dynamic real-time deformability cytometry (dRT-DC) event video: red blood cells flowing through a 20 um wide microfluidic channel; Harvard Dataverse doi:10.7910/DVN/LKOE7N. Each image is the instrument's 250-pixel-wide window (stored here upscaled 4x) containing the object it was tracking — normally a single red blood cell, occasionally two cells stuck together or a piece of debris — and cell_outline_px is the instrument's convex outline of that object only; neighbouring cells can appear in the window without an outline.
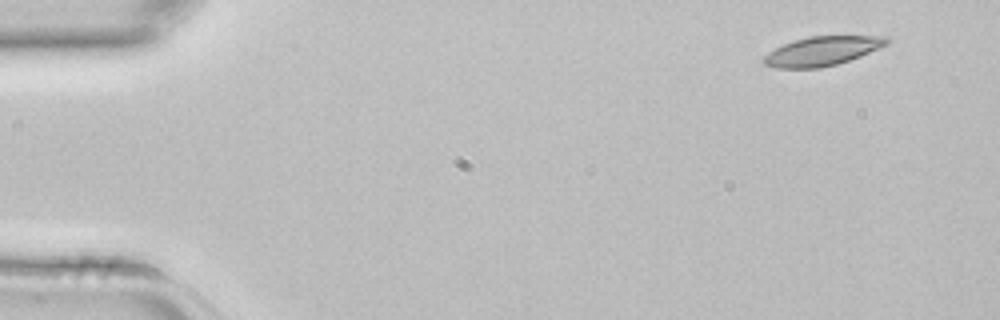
{"species": "common noctule bat (a hibernating species)", "species_latin": "Nyctalus noctula", "temperature_condition": "room temperature", "stored_images_in_passage": 3, "camera_frame_rate_fps": 3000, "um_per_image_px": 0.085, "animal": {"sex": "female", "body_mass_g": 22.7, "forearm_length_mm": 54.2}, "frame": {"image": 1, "passage_image": 1, "time_ms": 0.0, "image_size_px": [1000, 320], "cell_outline_px": [[892, 40], [888, 44], [860, 56], [836, 64], [820, 68], [776, 68], [764, 64], [764, 56], [768, 52], [784, 44], [808, 36], [888, 36]], "centroid_in_image_um": [69.91, 4.33], "position_along_channel_um": 15.1, "area_um2": 20.75}}